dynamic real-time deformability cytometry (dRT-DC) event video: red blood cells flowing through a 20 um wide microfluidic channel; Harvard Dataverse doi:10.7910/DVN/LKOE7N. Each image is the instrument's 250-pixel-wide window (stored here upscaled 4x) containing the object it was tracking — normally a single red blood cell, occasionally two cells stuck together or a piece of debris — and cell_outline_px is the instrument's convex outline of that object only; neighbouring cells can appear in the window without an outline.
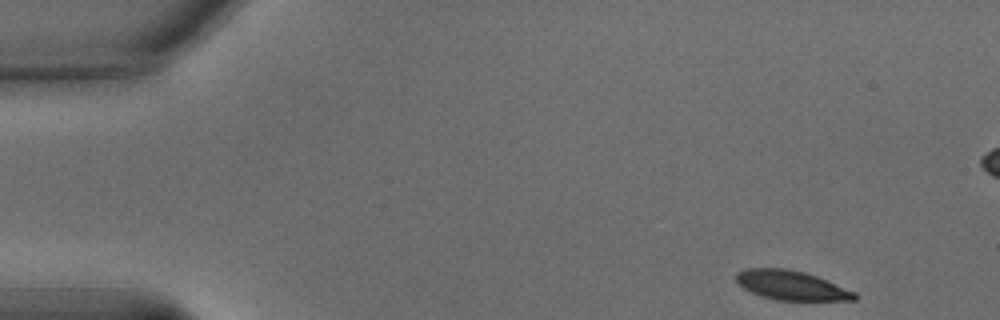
{"species": "common noctule bat (a hibernating species)", "species_latin": "Nyctalus noctula", "temperature_condition": "warm", "stored_images_in_passage": 54, "segment_of_instrument_passage": [1, 2], "camera_frame_rate_fps": 3000, "um_per_image_px": 0.085, "animal": {"sex": "male", "body_mass_g": 15.6}, "frame": {"image": 1, "passage_image": 1, "time_ms": 0.0, "image_size_px": [1000, 320], "cell_outline_px": [[856, 300], [776, 300], [752, 292], [744, 288], [736, 280], [736, 272], [744, 268], [784, 268], [804, 272], [816, 276], [856, 292]], "centroid_in_image_um": [67.25, 24.24], "position_along_channel_um": 17.8, "area_um2": 20.0}}
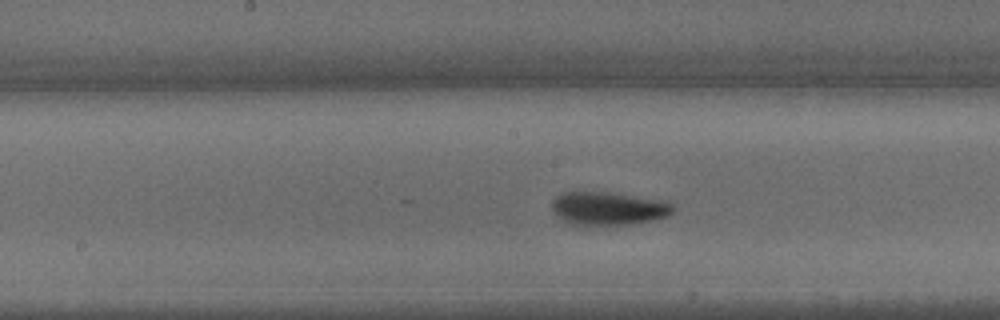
{"frame": {"image": 2, "passage_image": 25, "time_ms": 8.0, "image_size_px": [1000, 320], "cell_outline_px": [[672, 212], [668, 216], [652, 220], [628, 224], [596, 228], [584, 228], [572, 224], [564, 220], [552, 212], [552, 200], [556, 196], [564, 192], [608, 192], [660, 200], [672, 204]], "centroid_in_image_um": [51.63, 17.76], "position_along_channel_um": 196.6, "area_um2": 23.93}}
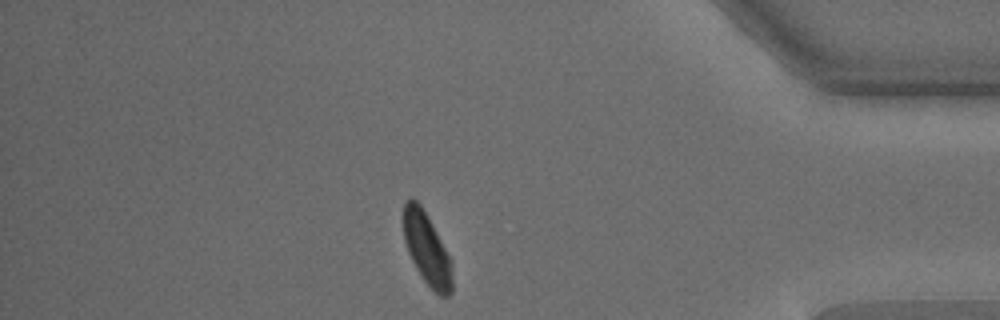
{"frame": {"image": 3, "passage_image": 45, "time_ms": 14.667, "image_size_px": [1000, 320], "cell_outline_px": [[452, 292], [448, 296], [440, 296], [424, 280], [416, 268], [408, 252], [404, 240], [404, 200], [412, 196], [420, 204], [428, 216], [452, 264]], "centroid_in_image_um": [36.27, 21.13], "position_along_channel_um": 398.9, "area_um2": 20.11}}